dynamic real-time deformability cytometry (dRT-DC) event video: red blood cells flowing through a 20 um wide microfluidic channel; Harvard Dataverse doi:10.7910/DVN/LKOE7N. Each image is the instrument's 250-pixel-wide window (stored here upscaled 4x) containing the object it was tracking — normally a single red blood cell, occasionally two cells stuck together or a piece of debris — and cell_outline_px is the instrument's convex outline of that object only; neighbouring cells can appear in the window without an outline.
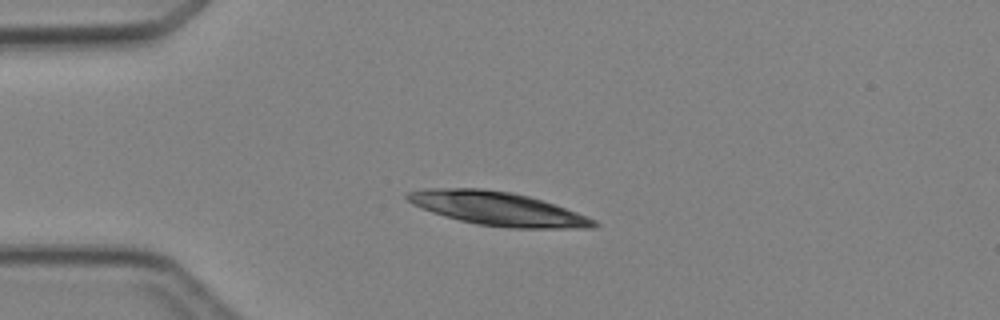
{"species": "Egyptian fruit bat (a non-hibernating species)", "species_latin": "Rousettus aegyptiacus", "temperature_condition": "cold", "stored_images_in_passage": 3, "camera_frame_rate_fps": 3000, "um_per_image_px": 0.085, "animal": {"sex": "female"}, "frame": {"image": 1, "passage_image": 2, "time_ms": 1.333, "image_size_px": [1000, 320], "cell_outline_px": [[600, 224], [596, 228], [508, 228], [476, 224], [444, 216], [432, 212], [412, 204], [404, 196], [404, 192], [424, 188], [480, 188], [512, 192], [528, 196], [588, 216], [596, 220]], "centroid_in_image_um": [42.28, 17.73], "position_along_channel_um": 42.7, "area_um2": 36.59}}